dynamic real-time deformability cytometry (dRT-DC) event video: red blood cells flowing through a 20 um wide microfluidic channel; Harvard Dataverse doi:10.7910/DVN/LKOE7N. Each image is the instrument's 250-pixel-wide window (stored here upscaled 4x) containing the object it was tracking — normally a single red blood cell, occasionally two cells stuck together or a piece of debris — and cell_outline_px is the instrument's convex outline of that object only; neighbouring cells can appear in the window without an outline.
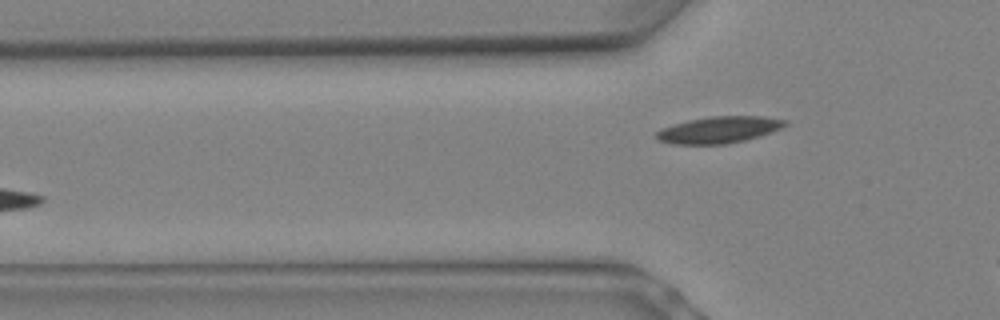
{"species": "Egyptian fruit bat (a non-hibernating species)", "species_latin": "Rousettus aegyptiacus", "temperature_condition": "warm", "stored_images_in_passage": 4, "camera_frame_rate_fps": 3000, "um_per_image_px": 0.085, "animal": {"sex": "female"}, "frame": {"image": 1, "passage_image": 4, "time_ms": 1.0, "image_size_px": [1000, 320], "cell_outline_px": [[788, 124], [780, 128], [760, 136], [744, 140], [724, 144], [672, 144], [656, 140], [656, 132], [660, 128], [688, 120], [712, 116], [764, 116], [788, 120]], "centroid_in_image_um": [61.09, 11.03], "position_along_channel_um": 64.7, "area_um2": 20.0}}